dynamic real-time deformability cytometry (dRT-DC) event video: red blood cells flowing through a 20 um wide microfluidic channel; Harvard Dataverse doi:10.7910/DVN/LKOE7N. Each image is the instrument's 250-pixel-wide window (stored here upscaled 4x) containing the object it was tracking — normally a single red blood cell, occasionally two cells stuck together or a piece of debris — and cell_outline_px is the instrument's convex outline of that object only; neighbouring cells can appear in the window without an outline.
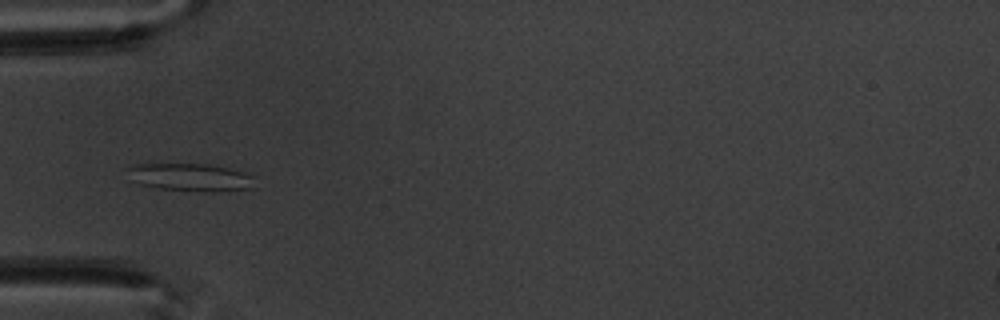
{"species": "common noctule bat (a hibernating species)", "species_latin": "Nyctalus noctula", "temperature_condition": "warm", "stored_images_in_passage": 7, "camera_frame_rate_fps": 3000, "um_per_image_px": 0.085, "animal": {"sex": "male", "body_mass_g": 20.1, "forearm_length_mm": 53.5}, "frame": {"image": 1, "passage_image": 6, "time_ms": 5.667, "image_size_px": [1000, 320], "cell_outline_px": [[256, 176], [252, 188], [220, 192], [200, 192], [156, 188], [140, 184], [128, 180], [124, 168], [136, 164], [208, 164], [228, 168], [244, 172]], "centroid_in_image_um": [16.15, 15.08], "position_along_channel_um": 68.9, "area_um2": 21.21}}
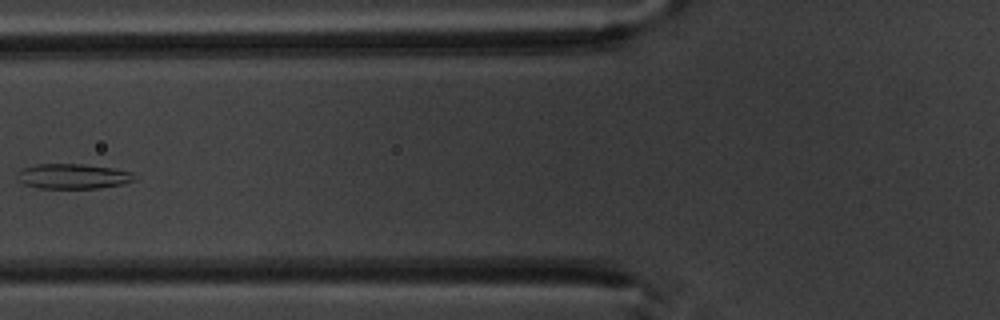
{"frame": {"image": 2, "passage_image": 7, "time_ms": 7.0, "image_size_px": [1000, 320], "cell_outline_px": [[136, 180], [124, 184], [100, 188], [40, 188], [24, 184], [16, 180], [16, 172], [20, 168], [36, 164], [80, 164], [112, 168], [132, 172], [136, 176]], "centroid_in_image_um": [6.17, 14.98], "position_along_channel_um": 119.6, "area_um2": 17.34}}